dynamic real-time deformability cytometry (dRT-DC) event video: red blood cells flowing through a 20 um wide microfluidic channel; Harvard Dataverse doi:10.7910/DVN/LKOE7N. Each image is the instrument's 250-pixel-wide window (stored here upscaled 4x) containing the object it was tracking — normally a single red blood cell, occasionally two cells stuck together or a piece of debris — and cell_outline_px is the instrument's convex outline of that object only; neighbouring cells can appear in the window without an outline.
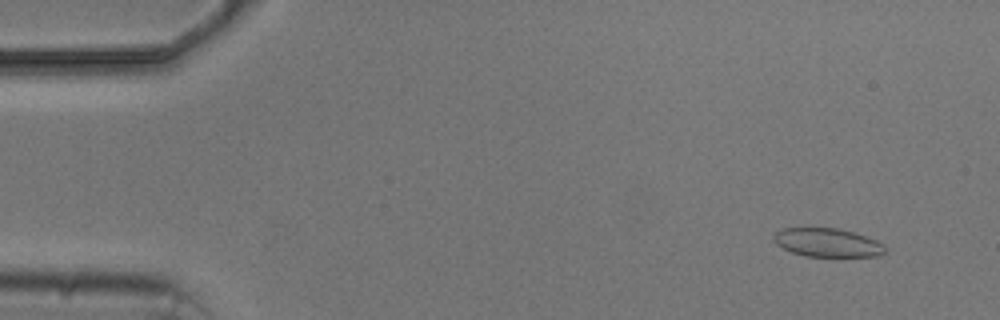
{"species": "common noctule bat (a hibernating species)", "species_latin": "Nyctalus noctula", "temperature_condition": "cold", "stored_images_in_passage": 4, "camera_frame_rate_fps": 3000, "um_per_image_px": 0.085, "animal": {"sex": "male", "body_mass_g": 20.5, "forearm_length_mm": 52.5}, "frame": {"image": 1, "passage_image": 2, "time_ms": 1.333, "image_size_px": [1000, 320], "cell_outline_px": [[884, 252], [880, 256], [804, 256], [792, 252], [776, 244], [772, 240], [772, 236], [780, 228], [836, 228], [852, 232], [876, 240], [884, 244]], "centroid_in_image_um": [70.28, 20.62], "position_along_channel_um": 14.7, "area_um2": 18.44}}